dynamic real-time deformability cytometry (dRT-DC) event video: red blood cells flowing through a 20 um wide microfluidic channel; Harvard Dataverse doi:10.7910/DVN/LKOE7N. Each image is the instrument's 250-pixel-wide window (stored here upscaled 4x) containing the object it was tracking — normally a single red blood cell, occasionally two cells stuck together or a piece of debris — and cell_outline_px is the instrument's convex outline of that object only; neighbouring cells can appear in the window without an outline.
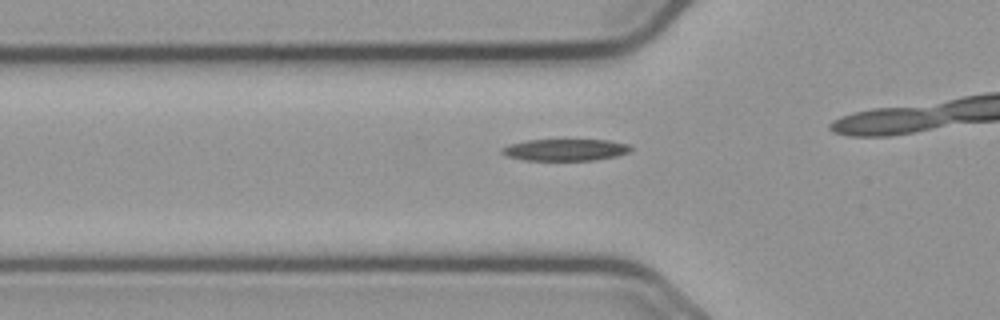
{"species": "common noctule bat (a hibernating species)", "species_latin": "Nyctalus noctula", "temperature_condition": "cold", "stored_images_in_passage": 28, "camera_frame_rate_fps": 3000, "um_per_image_px": 0.085, "animal": {"sex": "male", "body_mass_g": 23.1, "forearm_length_mm": 52.7}, "frame": {"image": 1, "passage_image": 3, "time_ms": 0.667, "image_size_px": [1000, 320], "cell_outline_px": [[632, 148], [628, 152], [616, 156], [596, 160], [524, 160], [508, 156], [500, 152], [500, 148], [508, 144], [528, 140], [608, 140], [628, 144]], "centroid_in_image_um": [48.02, 12.73], "position_along_channel_um": 77.8, "area_um2": 16.3}}
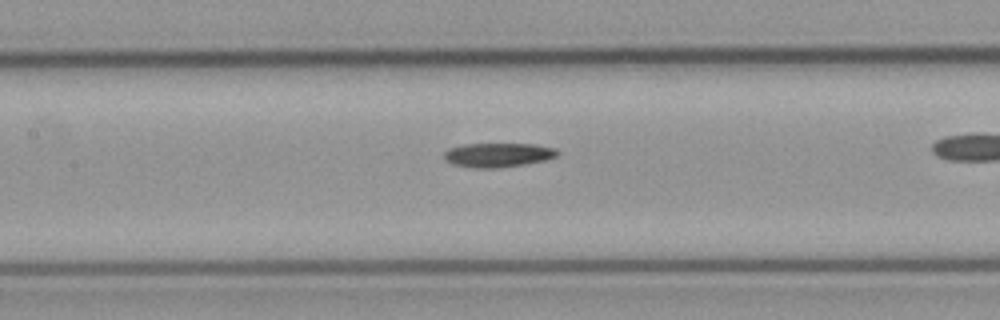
{"frame": {"image": 2, "passage_image": 10, "time_ms": 3.0, "image_size_px": [1000, 320], "cell_outline_px": [[560, 152], [556, 156], [548, 160], [524, 164], [496, 168], [472, 168], [452, 164], [444, 160], [444, 152], [448, 148], [464, 144], [536, 144], [556, 148]], "centroid_in_image_um": [42.33, 13.17], "position_along_channel_um": 165.1, "area_um2": 16.18}}
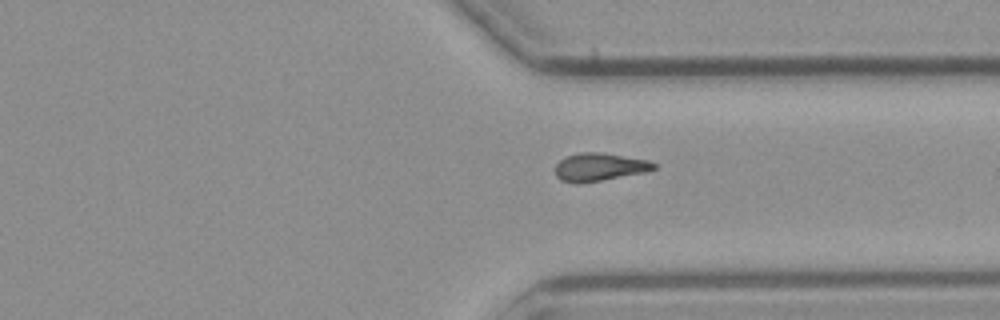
{"frame": {"image": 3, "passage_image": 26, "time_ms": 8.333, "image_size_px": [1000, 320], "cell_outline_px": [[656, 168], [644, 172], [600, 180], [560, 180], [556, 176], [556, 164], [560, 160], [568, 156], [580, 152], [600, 152], [648, 160], [656, 164]], "centroid_in_image_um": [50.99, 14.15], "position_along_channel_um": 360.4, "area_um2": 15.26}}